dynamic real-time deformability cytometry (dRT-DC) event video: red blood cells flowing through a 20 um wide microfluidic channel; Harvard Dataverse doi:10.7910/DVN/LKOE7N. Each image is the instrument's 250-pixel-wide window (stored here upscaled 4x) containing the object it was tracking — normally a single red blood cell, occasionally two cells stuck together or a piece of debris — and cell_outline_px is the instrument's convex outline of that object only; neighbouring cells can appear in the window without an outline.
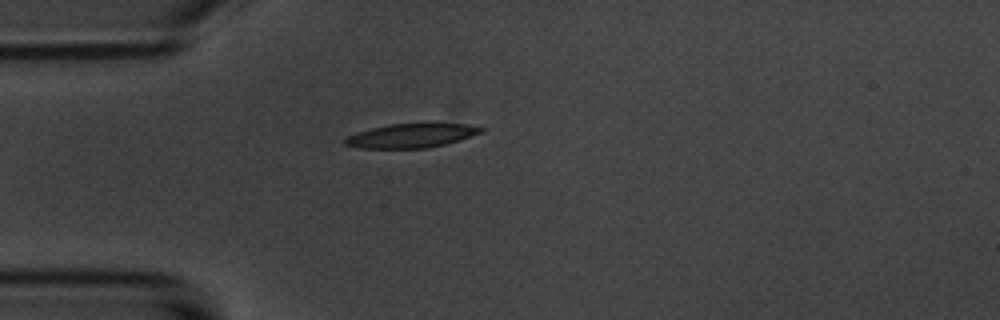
{"species": "common noctule bat (a hibernating species)", "species_latin": "Nyctalus noctula", "temperature_condition": "room temperature", "stored_images_in_passage": 2, "camera_frame_rate_fps": 3000, "um_per_image_px": 0.085, "animal": {"sex": "male", "body_mass_g": 20.1, "forearm_length_mm": 53.5}, "frame": {"image": 1, "passage_image": 1, "time_ms": 0.0, "image_size_px": [1000, 320], "cell_outline_px": [[484, 132], [460, 140], [428, 148], [356, 148], [344, 144], [344, 140], [348, 136], [356, 132], [388, 124], [464, 124], [484, 128]], "centroid_in_image_um": [34.94, 11.54], "position_along_channel_um": 50.1, "area_um2": 18.9}}